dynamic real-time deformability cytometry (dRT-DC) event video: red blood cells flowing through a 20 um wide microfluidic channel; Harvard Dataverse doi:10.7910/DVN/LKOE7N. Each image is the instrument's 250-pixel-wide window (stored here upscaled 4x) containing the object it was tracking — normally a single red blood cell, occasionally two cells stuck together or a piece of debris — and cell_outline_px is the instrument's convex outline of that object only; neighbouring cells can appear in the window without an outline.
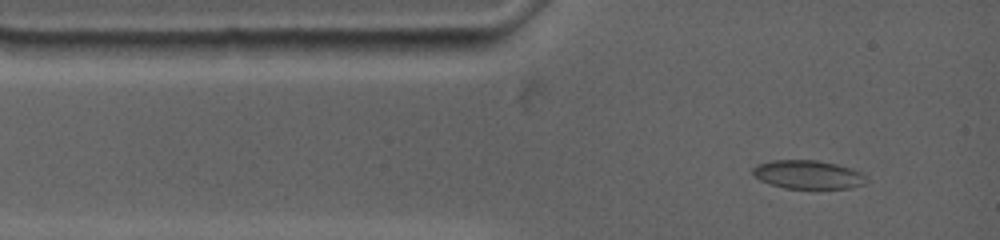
{"species": "common noctule bat (a hibernating species)", "species_latin": "Nyctalus noctula", "temperature_condition": "warm", "stored_images_in_passage": 44, "camera_frame_rate_fps": 4500, "um_per_image_px": 0.085, "animal": {"sex": "female", "body_mass_g": 19.0, "forearm_length_mm": 53.3}, "frame": {"image": 1, "passage_image": 1, "time_ms": 0.0, "image_size_px": [1000, 240], "cell_outline_px": [[868, 180], [864, 184], [848, 188], [784, 188], [768, 184], [760, 180], [752, 172], [752, 168], [756, 164], [772, 160], [816, 160], [836, 164], [860, 172]], "centroid_in_image_um": [68.63, 14.84], "position_along_channel_um": 16.4, "area_um2": 18.79}}
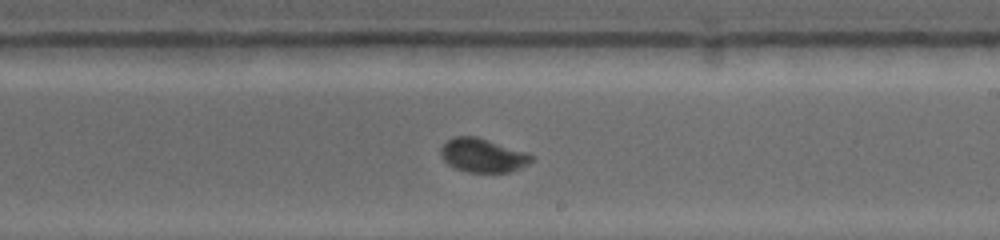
{"frame": {"image": 2, "passage_image": 20, "time_ms": 6.889, "image_size_px": [1000, 240], "cell_outline_px": [[536, 160], [520, 168], [508, 172], [464, 172], [448, 164], [440, 156], [440, 148], [444, 140], [456, 136], [476, 136], [536, 156]], "centroid_in_image_um": [41.01, 13.21], "position_along_channel_um": 248.0, "area_um2": 17.98}}
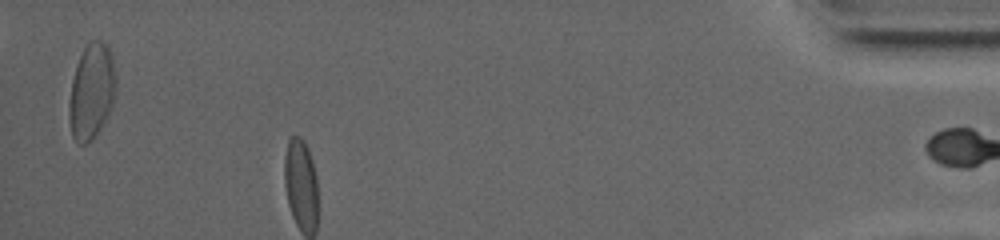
{"frame": {"image": 3, "passage_image": 43, "time_ms": 13.333, "image_size_px": [1000, 240], "cell_outline_px": [[116, 88], [112, 104], [104, 120], [96, 132], [84, 144], [80, 144], [72, 136], [68, 116], [68, 108], [72, 80], [76, 64], [88, 40], [100, 40], [108, 44], [112, 56], [116, 76]], "centroid_in_image_um": [7.77, 7.68], "position_along_channel_um": 427.4, "area_um2": 25.84}}